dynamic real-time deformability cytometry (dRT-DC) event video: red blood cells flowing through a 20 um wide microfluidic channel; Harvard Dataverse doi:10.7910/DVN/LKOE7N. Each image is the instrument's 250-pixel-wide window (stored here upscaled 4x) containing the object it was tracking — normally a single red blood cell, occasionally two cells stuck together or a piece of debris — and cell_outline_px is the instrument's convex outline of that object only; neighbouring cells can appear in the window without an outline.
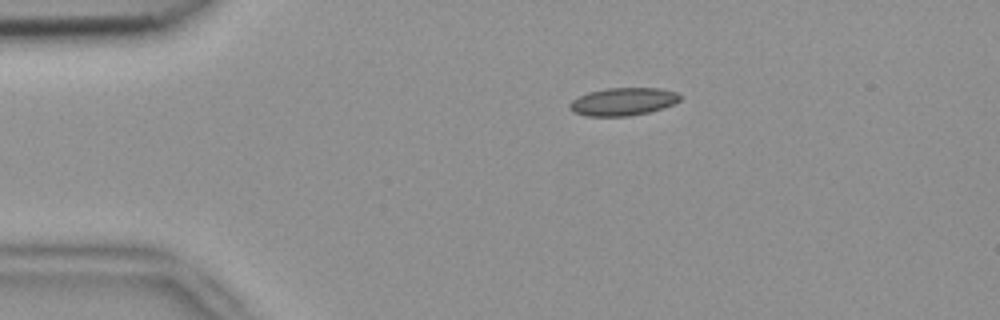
{"species": "common noctule bat (a hibernating species)", "species_latin": "Nyctalus noctula", "temperature_condition": "room temperature", "stored_images_in_passage": 4, "camera_frame_rate_fps": 3000, "um_per_image_px": 0.085, "animal": {"sex": "female", "body_mass_g": 18.4}, "frame": {"image": 1, "passage_image": 4, "time_ms": 1.0, "image_size_px": [1000, 320], "cell_outline_px": [[680, 100], [664, 108], [648, 112], [628, 116], [584, 116], [568, 108], [568, 104], [572, 100], [588, 92], [608, 88], [656, 88], [676, 92], [680, 96]], "centroid_in_image_um": [52.93, 8.64], "position_along_channel_um": 32.1, "area_um2": 17.74}}